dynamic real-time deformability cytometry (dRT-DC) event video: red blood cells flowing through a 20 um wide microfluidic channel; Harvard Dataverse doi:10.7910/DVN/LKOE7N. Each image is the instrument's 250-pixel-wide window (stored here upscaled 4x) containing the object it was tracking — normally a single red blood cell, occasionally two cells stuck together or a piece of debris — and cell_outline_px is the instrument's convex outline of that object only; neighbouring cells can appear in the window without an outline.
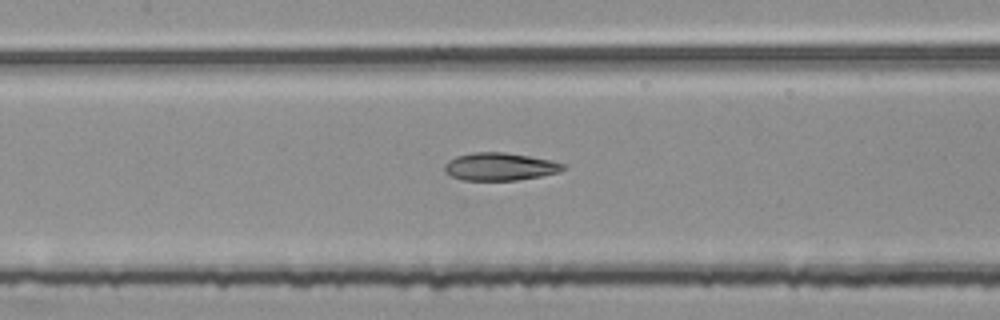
{"species": "common noctule bat (a hibernating species)", "species_latin": "Nyctalus noctula", "temperature_condition": "room temperature", "stored_images_in_passage": 29, "segment_of_instrument_passage": [2, 2], "camera_frame_rate_fps": 3000, "um_per_image_px": 0.085, "animal": {"sex": "female", "body_mass_g": 25.1}, "frame": {"image": 1, "passage_image": 11, "time_ms": 3.333, "image_size_px": [1000, 320], "cell_outline_px": [[564, 168], [560, 172], [540, 176], [516, 180], [464, 180], [452, 176], [444, 172], [444, 164], [448, 160], [456, 156], [472, 152], [504, 152], [552, 160], [564, 164]], "centroid_in_image_um": [42.46, 14.16], "position_along_channel_um": 164.9, "area_um2": 19.13}}
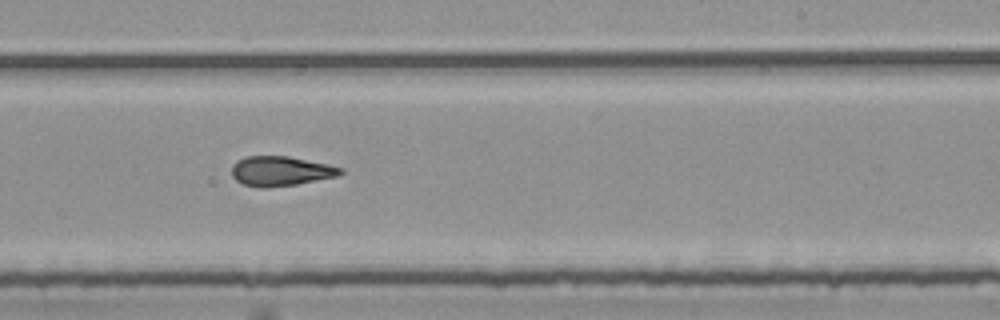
{"frame": {"image": 2, "passage_image": 19, "time_ms": 6.0, "image_size_px": [1000, 320], "cell_outline_px": [[344, 172], [336, 176], [296, 184], [264, 188], [260, 188], [244, 184], [236, 180], [232, 176], [232, 164], [236, 160], [244, 156], [288, 156], [328, 164], [344, 168]], "centroid_in_image_um": [23.83, 14.53], "position_along_channel_um": 265.2, "area_um2": 18.84}}
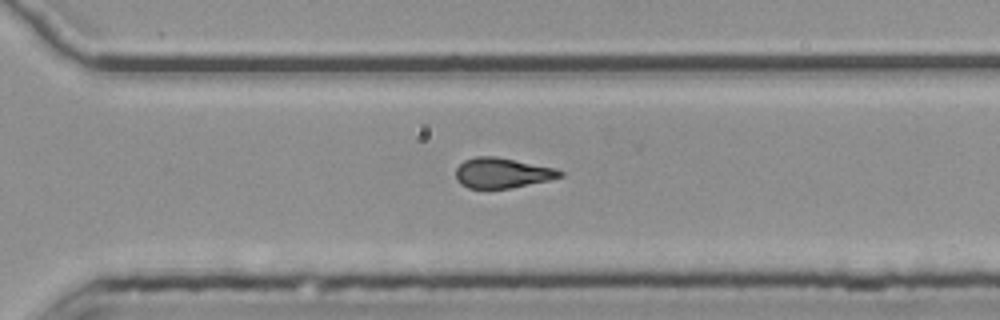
{"frame": {"image": 3, "passage_image": 24, "time_ms": 7.667, "image_size_px": [1000, 320], "cell_outline_px": [[564, 176], [548, 180], [512, 188], [468, 188], [460, 184], [456, 180], [456, 168], [464, 160], [476, 156], [496, 156], [556, 168], [564, 172]], "centroid_in_image_um": [42.69, 14.69], "position_along_channel_um": 327.9, "area_um2": 18.44}}